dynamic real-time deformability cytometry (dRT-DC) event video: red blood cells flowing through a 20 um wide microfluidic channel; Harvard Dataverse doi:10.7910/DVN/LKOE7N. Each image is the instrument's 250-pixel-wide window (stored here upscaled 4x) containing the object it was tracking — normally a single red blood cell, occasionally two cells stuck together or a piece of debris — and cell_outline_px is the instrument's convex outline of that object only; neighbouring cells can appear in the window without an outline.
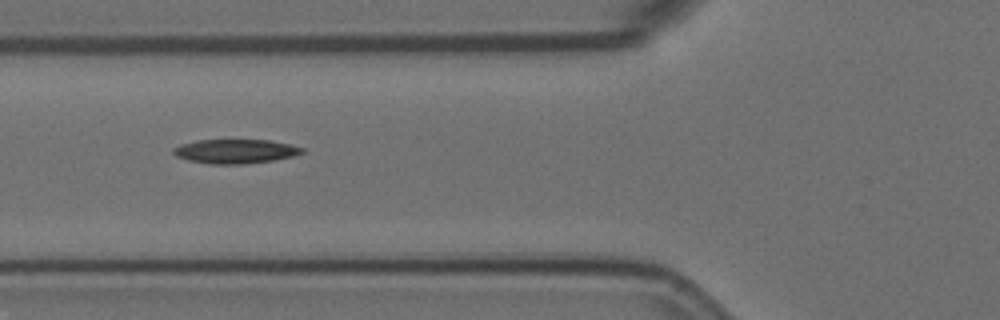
{"species": "Egyptian fruit bat (a non-hibernating species)", "species_latin": "Rousettus aegyptiacus", "temperature_condition": "room temperature", "stored_images_in_passage": 13, "camera_frame_rate_fps": 3000, "um_per_image_px": 0.085, "animal": {"sex": "female"}, "frame": {"image": 1, "passage_image": 6, "time_ms": 1.667, "image_size_px": [1000, 320], "cell_outline_px": [[304, 152], [292, 156], [272, 160], [244, 164], [208, 164], [188, 160], [176, 156], [172, 152], [172, 148], [180, 144], [196, 140], [268, 140], [288, 144], [304, 148]], "centroid_in_image_um": [19.95, 12.86], "position_along_channel_um": 105.9, "area_um2": 18.09}}
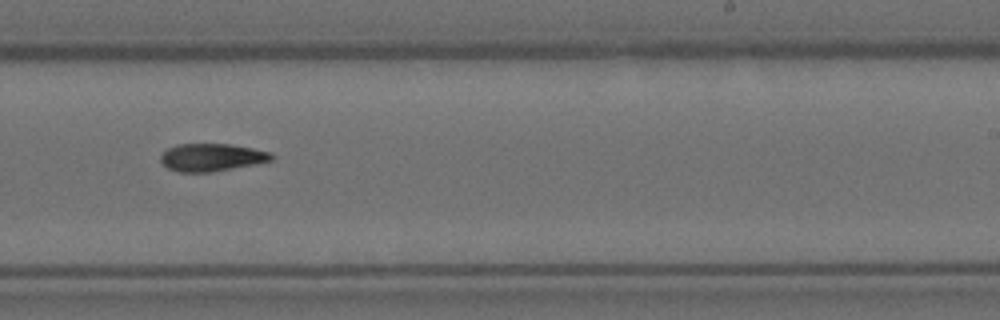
{"frame": {"image": 2, "passage_image": 10, "time_ms": 3.0, "image_size_px": [1000, 320], "cell_outline_px": [[276, 156], [272, 160], [212, 172], [180, 172], [168, 168], [160, 160], [160, 156], [168, 148], [176, 144], [228, 144], [252, 148], [272, 152]], "centroid_in_image_um": [18.0, 13.37], "position_along_channel_um": 271.0, "area_um2": 17.74}}
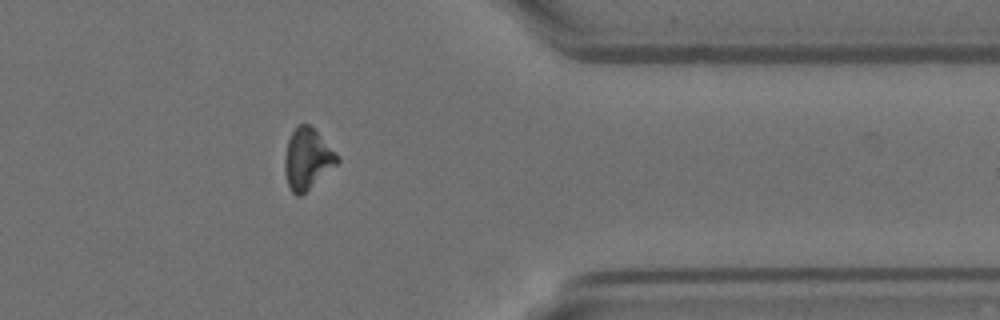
{"frame": {"image": 3, "passage_image": 13, "time_ms": 4.0, "image_size_px": [1000, 320], "cell_outline_px": [[340, 160], [336, 164], [300, 196], [296, 196], [292, 192], [288, 184], [284, 172], [284, 156], [288, 140], [292, 132], [300, 124], [308, 124], [316, 132]], "centroid_in_image_um": [26.06, 13.53], "position_along_channel_um": 385.3, "area_um2": 17.86}}